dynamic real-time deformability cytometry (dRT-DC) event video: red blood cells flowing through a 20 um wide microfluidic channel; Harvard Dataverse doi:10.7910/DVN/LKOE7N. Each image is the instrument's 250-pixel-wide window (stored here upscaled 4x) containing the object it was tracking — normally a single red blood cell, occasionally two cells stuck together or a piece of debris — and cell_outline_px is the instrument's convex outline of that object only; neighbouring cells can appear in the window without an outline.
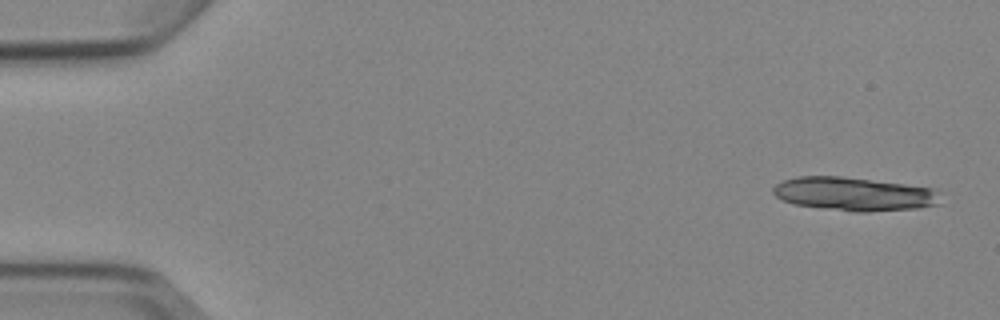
{"species": "Egyptian fruit bat (a non-hibernating species)", "species_latin": "Rousettus aegyptiacus", "temperature_condition": "cold", "stored_images_in_passage": 6, "segment_of_instrument_passage": [1, 2], "camera_frame_rate_fps": 3000, "um_per_image_px": 0.085, "animal": {"sex": "female"}, "frame": {"image": 1, "passage_image": 1, "time_ms": 0.0, "image_size_px": [1000, 320], "cell_outline_px": [[944, 192], [940, 204], [920, 208], [868, 212], [856, 212], [824, 208], [796, 204], [784, 200], [776, 196], [772, 192], [772, 188], [776, 184], [784, 180], [796, 176], [840, 176], [936, 188]], "centroid_in_image_um": [72.7, 16.49], "position_along_channel_um": 12.3, "area_um2": 33.06}}